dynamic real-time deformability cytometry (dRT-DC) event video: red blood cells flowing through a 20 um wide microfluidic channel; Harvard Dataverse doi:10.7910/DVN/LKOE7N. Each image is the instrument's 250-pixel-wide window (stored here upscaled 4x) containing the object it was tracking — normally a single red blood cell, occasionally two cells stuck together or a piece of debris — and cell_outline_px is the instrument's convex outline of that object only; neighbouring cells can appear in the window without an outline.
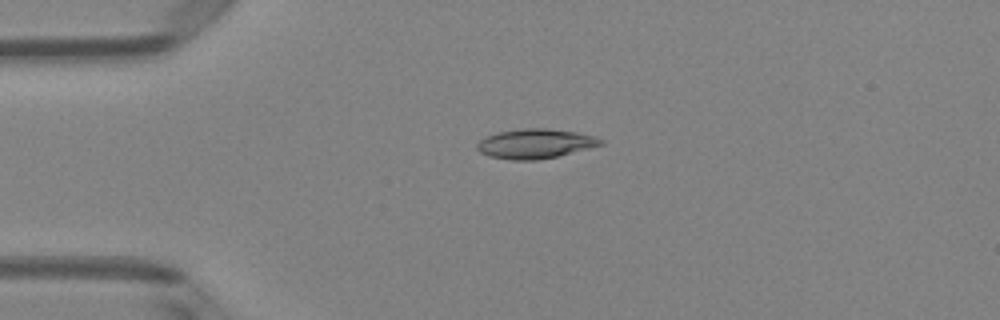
{"species": "Egyptian fruit bat (a non-hibernating species)", "species_latin": "Rousettus aegyptiacus", "temperature_condition": "room temperature", "stored_images_in_passage": 4, "camera_frame_rate_fps": 3000, "um_per_image_px": 0.085, "animal": {"sex": "female"}, "frame": {"image": 1, "passage_image": 3, "time_ms": 0.667, "image_size_px": [1000, 320], "cell_outline_px": [[604, 144], [556, 156], [536, 160], [512, 160], [488, 156], [480, 152], [476, 148], [476, 144], [480, 140], [488, 136], [500, 132], [524, 128], [548, 128], [576, 132], [596, 136], [604, 140]], "centroid_in_image_um": [45.5, 12.21], "position_along_channel_um": 39.5, "area_um2": 21.15}}